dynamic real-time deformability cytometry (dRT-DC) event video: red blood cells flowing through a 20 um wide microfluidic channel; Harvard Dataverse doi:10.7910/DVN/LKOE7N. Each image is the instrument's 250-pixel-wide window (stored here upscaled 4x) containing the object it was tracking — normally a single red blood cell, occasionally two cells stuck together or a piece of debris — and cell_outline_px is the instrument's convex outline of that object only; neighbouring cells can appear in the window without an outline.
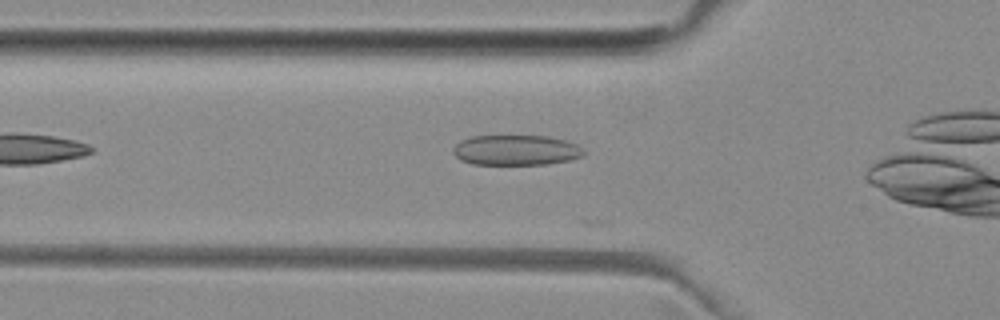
{"species": "common noctule bat (a hibernating species)", "species_latin": "Nyctalus noctula", "temperature_condition": "room temperature", "stored_images_in_passage": 8, "camera_frame_rate_fps": 3000, "um_per_image_px": 0.085, "animal": {"sex": "female", "body_mass_g": 29.2, "forearm_length_mm": 56.3}, "frame": {"image": 1, "passage_image": 4, "time_ms": 1.0, "image_size_px": [1000, 320], "cell_outline_px": [[584, 152], [580, 156], [572, 160], [548, 164], [472, 164], [460, 160], [452, 152], [452, 148], [460, 140], [472, 136], [548, 136], [564, 140], [576, 144]], "centroid_in_image_um": [43.82, 12.76], "position_along_channel_um": 82.0, "area_um2": 23.0}}
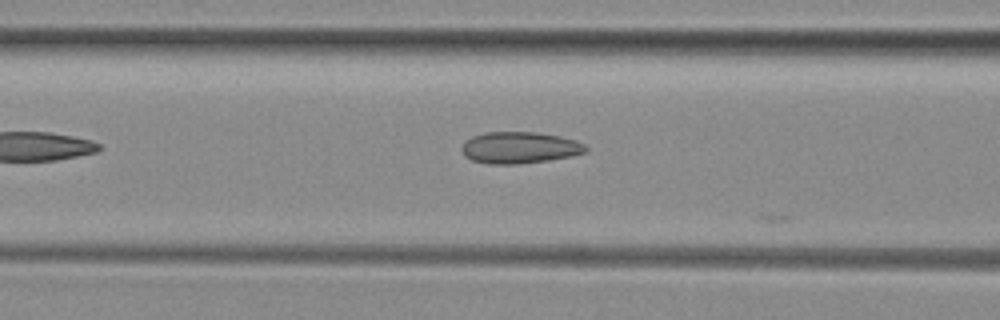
{"frame": {"image": 2, "passage_image": 7, "time_ms": 2.0, "image_size_px": [1000, 320], "cell_outline_px": [[588, 148], [584, 152], [572, 156], [548, 160], [516, 164], [492, 164], [472, 160], [464, 156], [460, 148], [464, 140], [472, 136], [484, 132], [536, 132], [560, 136], [576, 140], [584, 144]], "centroid_in_image_um": [44.12, 12.54], "position_along_channel_um": 122.5, "area_um2": 22.95}}